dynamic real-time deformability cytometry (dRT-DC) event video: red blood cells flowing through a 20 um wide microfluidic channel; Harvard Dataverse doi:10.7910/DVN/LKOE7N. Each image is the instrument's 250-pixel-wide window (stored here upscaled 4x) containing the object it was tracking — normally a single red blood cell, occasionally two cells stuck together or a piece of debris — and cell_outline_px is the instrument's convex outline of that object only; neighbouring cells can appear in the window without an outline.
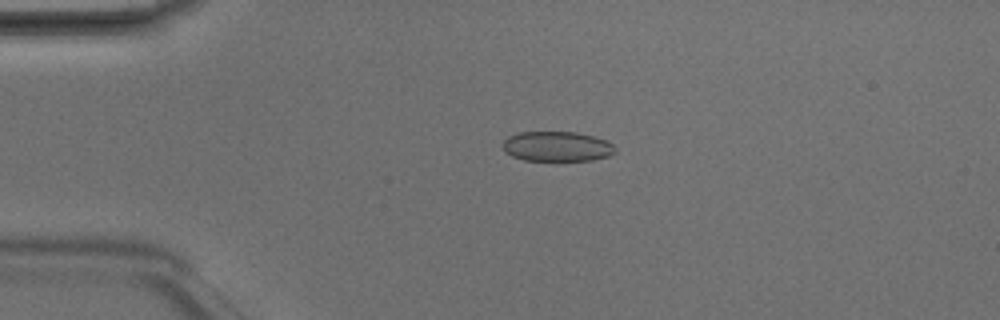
{"species": "Egyptian fruit bat (a non-hibernating species)", "species_latin": "Rousettus aegyptiacus", "temperature_condition": "room temperature", "stored_images_in_passage": 2, "camera_frame_rate_fps": 3000, "um_per_image_px": 0.085, "animal": {"sex": "male"}, "frame": {"image": 1, "passage_image": 1, "time_ms": 0.0, "image_size_px": [1000, 320], "cell_outline_px": [[616, 152], [608, 156], [592, 160], [524, 160], [512, 156], [504, 152], [504, 140], [508, 136], [520, 132], [576, 132], [608, 140], [616, 148]], "centroid_in_image_um": [47.36, 12.44], "position_along_channel_um": 37.6, "area_um2": 19.59}}